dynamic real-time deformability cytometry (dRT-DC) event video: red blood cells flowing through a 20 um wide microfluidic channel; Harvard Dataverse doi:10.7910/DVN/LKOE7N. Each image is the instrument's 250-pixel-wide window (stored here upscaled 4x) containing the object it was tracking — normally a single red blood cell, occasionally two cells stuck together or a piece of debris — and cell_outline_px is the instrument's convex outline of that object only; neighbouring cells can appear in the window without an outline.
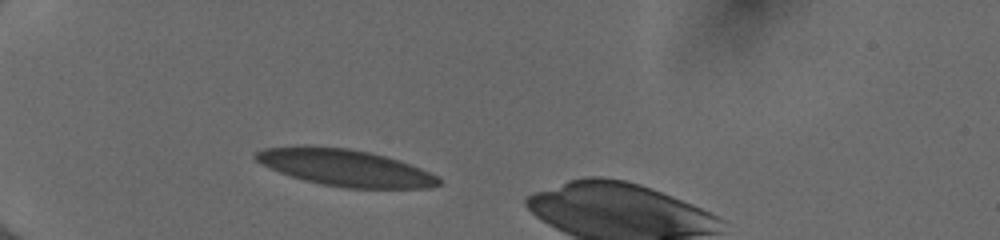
{"species": "human", "species_latin": "Homo sapiens", "temperature_condition": "cold", "stored_images_in_passage": 34, "camera_frame_rate_fps": 3000, "um_per_image_px": 0.085, "donor": {"sex": "female"}, "frame": {"image": 1, "passage_image": 1, "time_ms": 0.0, "image_size_px": [1000, 240], "cell_outline_px": [[440, 184], [428, 188], [344, 188], [320, 184], [304, 180], [280, 172], [260, 164], [252, 156], [256, 152], [264, 148], [308, 144], [348, 148], [368, 152], [400, 160], [440, 176]], "centroid_in_image_um": [29.31, 14.24], "position_along_channel_um": 55.7, "area_um2": 39.54}}
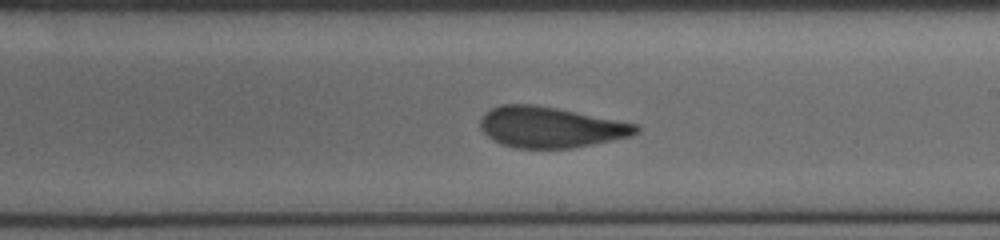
{"frame": {"image": 2, "passage_image": 17, "time_ms": 5.333, "image_size_px": [1000, 240], "cell_outline_px": [[640, 132], [632, 136], [572, 148], [516, 148], [500, 144], [492, 140], [480, 128], [480, 120], [484, 112], [500, 104], [532, 104], [556, 108], [640, 124]], "centroid_in_image_um": [46.8, 10.81], "position_along_channel_um": 242.2, "area_um2": 37.22}}
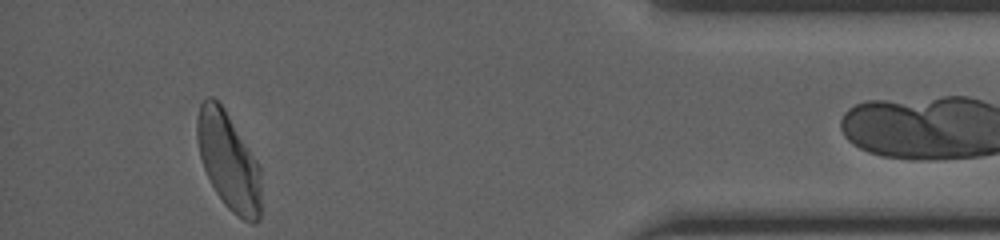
{"frame": {"image": 3, "passage_image": 33, "time_ms": 10.667, "image_size_px": [1000, 240], "cell_outline_px": [[260, 220], [256, 224], [252, 224], [244, 220], [232, 212], [224, 204], [216, 192], [204, 168], [200, 156], [196, 136], [196, 120], [200, 104], [208, 96], [212, 96], [220, 100], [260, 164]], "centroid_in_image_um": [19.43, 13.65], "position_along_channel_um": 415.8, "area_um2": 36.82}}